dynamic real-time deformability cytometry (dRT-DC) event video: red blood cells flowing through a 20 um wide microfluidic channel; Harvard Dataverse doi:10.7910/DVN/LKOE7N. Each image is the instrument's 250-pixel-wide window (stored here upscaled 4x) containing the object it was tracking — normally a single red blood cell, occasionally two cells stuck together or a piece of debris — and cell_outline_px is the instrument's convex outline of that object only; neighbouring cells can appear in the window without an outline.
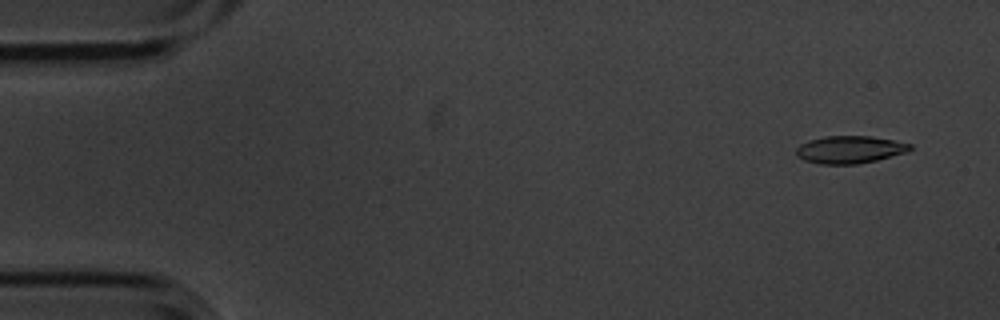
{"species": "common noctule bat (a hibernating species)", "species_latin": "Nyctalus noctula", "temperature_condition": "cold", "stored_images_in_passage": 5, "camera_frame_rate_fps": 3000, "um_per_image_px": 0.085, "animal": {"sex": "male", "body_mass_g": 20.1, "forearm_length_mm": 53.5}, "frame": {"image": 1, "passage_image": 2, "time_ms": 0.333, "image_size_px": [1000, 320], "cell_outline_px": [[912, 148], [908, 152], [876, 160], [856, 164], [820, 164], [804, 160], [796, 156], [796, 148], [800, 144], [808, 140], [824, 136], [872, 136], [912, 144]], "centroid_in_image_um": [72.21, 12.71], "position_along_channel_um": 12.8, "area_um2": 18.32}}